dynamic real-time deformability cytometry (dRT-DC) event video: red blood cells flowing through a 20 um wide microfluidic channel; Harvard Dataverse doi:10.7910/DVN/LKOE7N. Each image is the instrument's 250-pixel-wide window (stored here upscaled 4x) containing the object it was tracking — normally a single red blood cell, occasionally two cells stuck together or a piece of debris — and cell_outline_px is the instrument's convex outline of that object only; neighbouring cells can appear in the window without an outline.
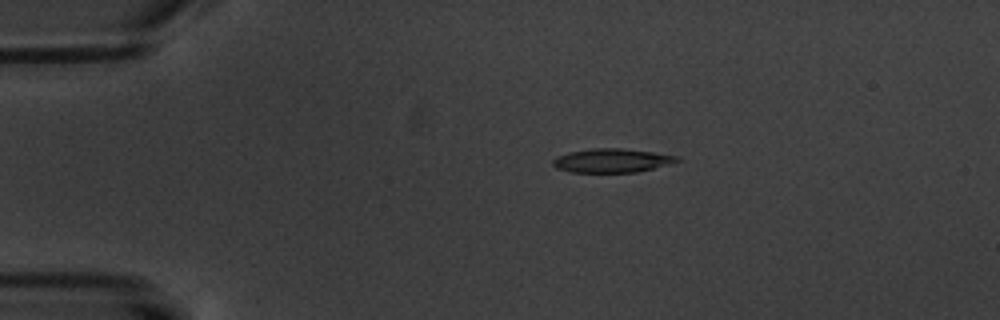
{"species": "common noctule bat (a hibernating species)", "species_latin": "Nyctalus noctula", "temperature_condition": "warm", "stored_images_in_passage": 10, "camera_frame_rate_fps": 3000, "um_per_image_px": 0.085, "animal": {"sex": "male", "body_mass_g": 20.1, "forearm_length_mm": 53.5}, "frame": {"image": 1, "passage_image": 4, "time_ms": 3.333, "image_size_px": [1000, 320], "cell_outline_px": [[680, 160], [652, 168], [636, 172], [572, 172], [556, 168], [552, 164], [552, 160], [556, 156], [568, 152], [596, 148], [620, 148], [652, 152], [680, 156]], "centroid_in_image_um": [51.96, 13.64], "position_along_channel_um": 33.0, "area_um2": 17.05}}
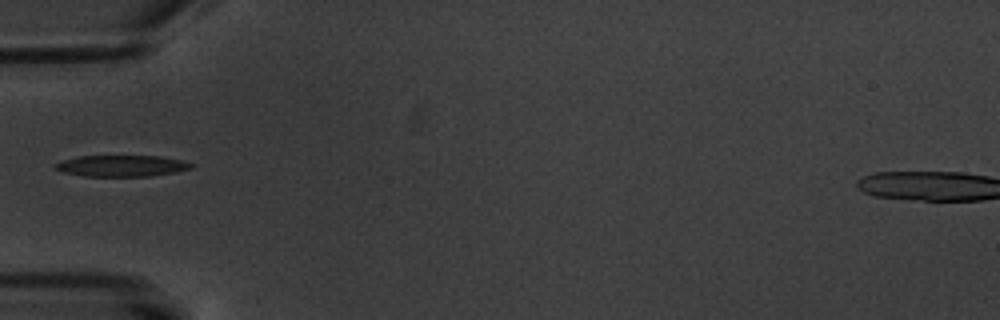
{"frame": {"image": 2, "passage_image": 6, "time_ms": 6.0, "image_size_px": [1000, 320], "cell_outline_px": [[196, 164], [192, 168], [176, 172], [148, 176], [84, 176], [64, 172], [52, 168], [52, 164], [76, 156], [160, 156], [180, 160]], "centroid_in_image_um": [10.32, 14.09], "position_along_channel_um": 74.7, "area_um2": 16.94}}